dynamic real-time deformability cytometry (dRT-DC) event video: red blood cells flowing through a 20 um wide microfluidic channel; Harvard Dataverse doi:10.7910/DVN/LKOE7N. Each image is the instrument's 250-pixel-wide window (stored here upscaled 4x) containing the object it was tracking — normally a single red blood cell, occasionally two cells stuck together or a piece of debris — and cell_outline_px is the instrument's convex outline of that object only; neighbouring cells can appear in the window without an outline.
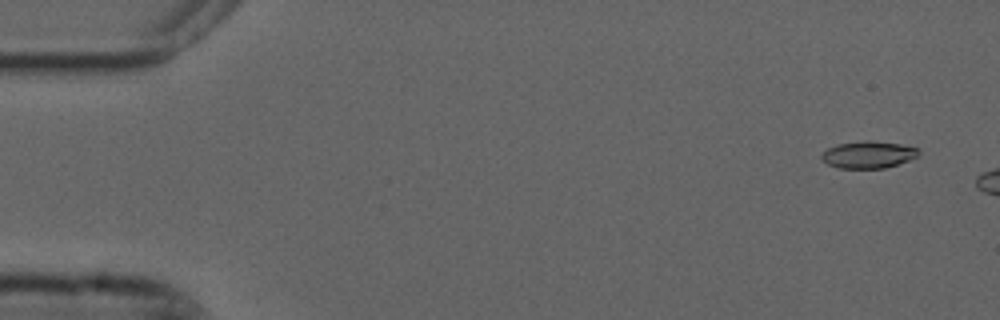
{"species": "common noctule bat (a hibernating species)", "species_latin": "Nyctalus noctula", "temperature_condition": "cold", "stored_images_in_passage": 2, "camera_frame_rate_fps": 3000, "um_per_image_px": 0.085, "animal": {"sex": "male", "forearm_length_mm": 52.5}, "frame": {"image": 1, "passage_image": 1, "time_ms": 0.0, "image_size_px": [1000, 320], "cell_outline_px": [[920, 152], [916, 156], [908, 160], [884, 168], [840, 168], [828, 164], [820, 156], [828, 148], [840, 144], [868, 140], [872, 140], [900, 144], [920, 148]], "centroid_in_image_um": [73.83, 13.14], "position_along_channel_um": 11.2, "area_um2": 15.03}}